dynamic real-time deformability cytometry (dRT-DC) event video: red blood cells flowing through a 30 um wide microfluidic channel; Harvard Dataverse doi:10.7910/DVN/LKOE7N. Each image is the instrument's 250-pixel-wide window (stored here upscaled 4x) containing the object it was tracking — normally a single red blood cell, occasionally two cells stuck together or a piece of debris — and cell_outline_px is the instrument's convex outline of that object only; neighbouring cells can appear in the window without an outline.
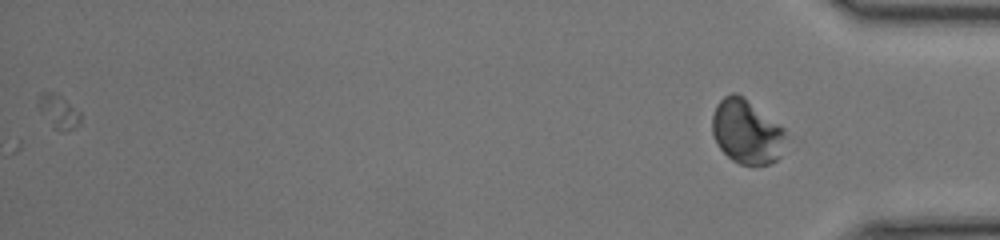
{"species": "common noctule bat (a hibernating species)", "species_latin": "Nyctalus noctula", "temperature_condition": "room temperature", "stored_images_in_passage": 40, "camera_frame_rate_fps": 3000, "um_per_image_px": 0.085, "animal": {"sex": "female", "body_mass_g": 17.0, "forearm_length_mm": 48.0}, "frame": {"image": 1, "passage_image": 40, "time_ms": 13.0, "image_size_px": [1000, 240], "cell_outline_px": [[784, 136], [780, 156], [776, 160], [768, 164], [752, 168], [740, 164], [732, 160], [716, 144], [712, 132], [712, 116], [716, 104], [724, 96], [732, 92], [736, 92], [744, 96], [784, 128]], "centroid_in_image_um": [63.43, 11.2], "position_along_channel_um": 371.8, "area_um2": 27.8}}